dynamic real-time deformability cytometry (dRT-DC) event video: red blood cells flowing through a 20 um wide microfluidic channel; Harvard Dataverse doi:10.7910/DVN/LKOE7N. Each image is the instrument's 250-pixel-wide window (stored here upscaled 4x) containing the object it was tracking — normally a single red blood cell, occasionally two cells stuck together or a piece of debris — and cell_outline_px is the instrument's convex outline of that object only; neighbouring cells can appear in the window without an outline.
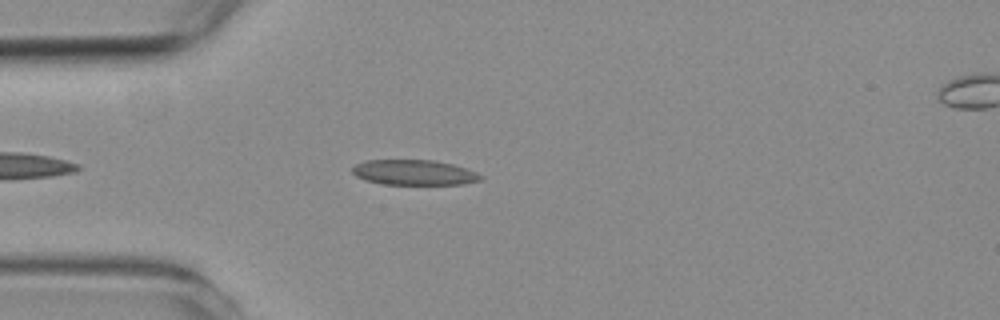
{"species": "common noctule bat (a hibernating species)", "species_latin": "Nyctalus noctula", "temperature_condition": "room temperature", "stored_images_in_passage": 6, "segment_of_instrument_passage": [1, 2], "camera_frame_rate_fps": 3000, "um_per_image_px": 0.085, "animal": {"sex": "female", "body_mass_g": 19.3, "forearm_length_mm": 54.1}, "frame": {"image": 1, "passage_image": 5, "time_ms": 4.667, "image_size_px": [1000, 320], "cell_outline_px": [[484, 176], [480, 180], [464, 184], [384, 184], [364, 180], [356, 176], [352, 172], [352, 168], [356, 164], [368, 160], [432, 160], [452, 164], [468, 168]], "centroid_in_image_um": [35.21, 14.66], "position_along_channel_um": 49.8, "area_um2": 18.84}}